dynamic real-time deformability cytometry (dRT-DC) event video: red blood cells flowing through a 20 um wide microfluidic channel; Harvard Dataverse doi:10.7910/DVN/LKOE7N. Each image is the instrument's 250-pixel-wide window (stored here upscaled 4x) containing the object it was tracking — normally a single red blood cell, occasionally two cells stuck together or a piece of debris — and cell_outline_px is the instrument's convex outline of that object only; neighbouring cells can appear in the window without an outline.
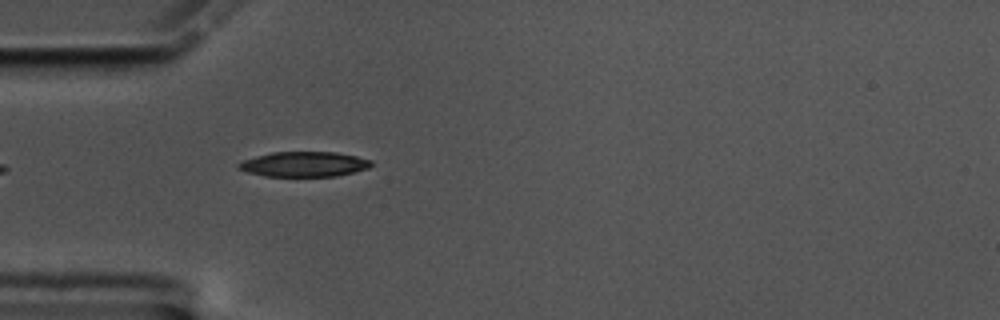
{"species": "common noctule bat (a hibernating species)", "species_latin": "Nyctalus noctula", "temperature_condition": "cold", "stored_images_in_passage": 41, "camera_frame_rate_fps": 3000, "um_per_image_px": 0.085, "animal": {"sex": "male", "body_mass_g": 17.5, "forearm_length_mm": 52.3}, "frame": {"image": 1, "passage_image": 1, "time_ms": 0.0, "image_size_px": [1000, 320], "cell_outline_px": [[372, 164], [368, 168], [336, 176], [264, 176], [248, 172], [236, 168], [236, 164], [244, 160], [256, 156], [272, 152], [336, 152], [356, 156], [372, 160]], "centroid_in_image_um": [25.82, 13.95], "position_along_channel_um": 59.2, "area_um2": 19.31}}
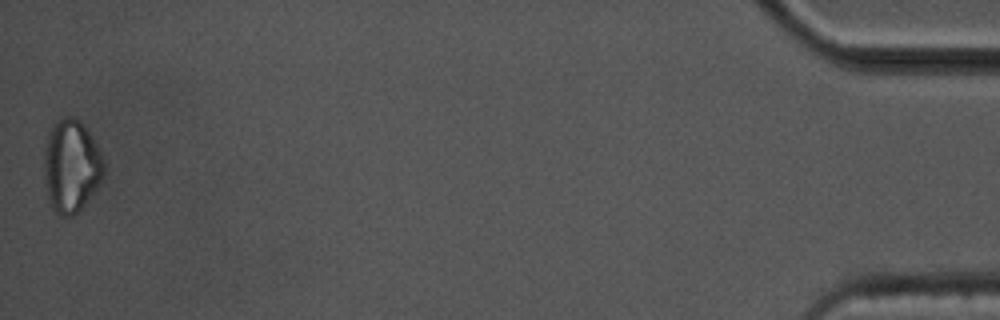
{"frame": {"image": 2, "passage_image": 41, "time_ms": 13.333, "image_size_px": [1000, 320], "cell_outline_px": [[104, 180], [84, 204], [72, 216], [60, 216], [52, 208], [48, 196], [44, 176], [44, 152], [48, 132], [60, 116], [72, 116], [80, 120], [92, 136], [104, 160]], "centroid_in_image_um": [6.07, 14.09], "position_along_channel_um": 429.1, "area_um2": 32.48}, "authors_computed_cell_mechanics": {"area_um2": 20.519, "velocity_mm_per_s": 3.5066, "shape_relaxation_time_tau1_ms": 3.209, "shape_relaxation_time_tau2_ms": 8.3314, "deformation_change_tau1": 0.1304, "deformation_change_tau2": 0.1438}}